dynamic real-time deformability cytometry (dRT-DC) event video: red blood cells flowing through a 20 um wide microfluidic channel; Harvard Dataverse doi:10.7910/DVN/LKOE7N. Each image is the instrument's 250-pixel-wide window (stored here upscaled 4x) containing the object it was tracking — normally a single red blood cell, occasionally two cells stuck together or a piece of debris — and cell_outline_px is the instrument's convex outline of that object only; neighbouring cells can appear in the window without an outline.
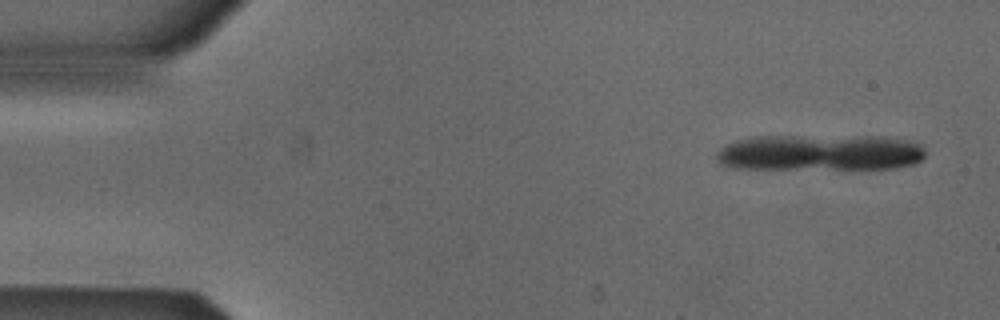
{"species": "Egyptian fruit bat (a non-hibernating species)", "species_latin": "Rousettus aegyptiacus", "temperature_condition": "cold", "stored_images_in_passage": 7, "camera_frame_rate_fps": 3000, "um_per_image_px": 0.085, "animal": {"sex": "male"}, "frame": {"image": 1, "passage_image": 1, "time_ms": 0.0, "image_size_px": [1000, 320], "cell_outline_px": [[924, 156], [920, 160], [912, 164], [896, 168], [736, 168], [720, 164], [716, 156], [716, 152], [724, 144], [736, 140], [756, 136], [880, 136], [904, 140], [920, 144], [924, 148]], "centroid_in_image_um": [69.66, 12.95], "position_along_channel_um": 15.3, "area_um2": 43.93}}